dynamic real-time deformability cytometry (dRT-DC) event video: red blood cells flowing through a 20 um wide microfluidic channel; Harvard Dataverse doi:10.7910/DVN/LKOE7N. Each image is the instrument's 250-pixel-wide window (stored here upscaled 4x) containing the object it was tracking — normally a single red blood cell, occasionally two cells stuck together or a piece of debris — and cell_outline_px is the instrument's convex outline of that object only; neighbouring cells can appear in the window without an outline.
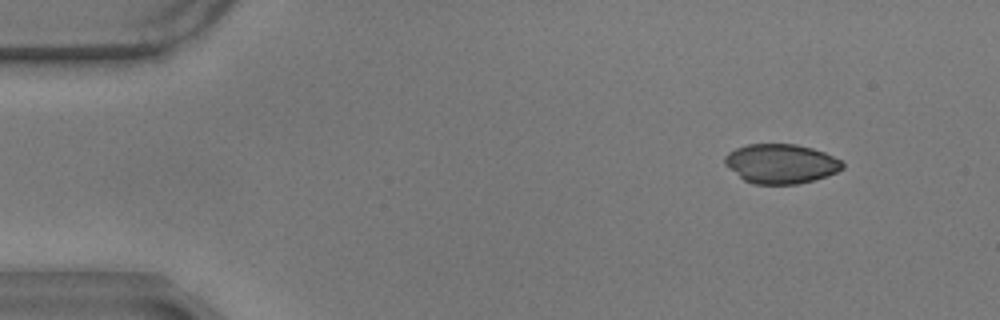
{"species": "common noctule bat (a hibernating species)", "species_latin": "Nyctalus noctula", "temperature_condition": "warm", "stored_images_in_passage": 24, "camera_frame_rate_fps": 3000, "um_per_image_px": 0.085, "animal": {"sex": "male", "body_mass_g": 17.9}, "frame": {"image": 1, "passage_image": 1, "time_ms": 0.0, "image_size_px": [1000, 320], "cell_outline_px": [[844, 168], [836, 172], [812, 180], [796, 184], [752, 184], [744, 180], [728, 168], [724, 164], [724, 156], [728, 152], [736, 148], [748, 144], [796, 144], [812, 148], [824, 152], [840, 160], [844, 164]], "centroid_in_image_um": [66.34, 13.91], "position_along_channel_um": 18.7, "area_um2": 26.99}}